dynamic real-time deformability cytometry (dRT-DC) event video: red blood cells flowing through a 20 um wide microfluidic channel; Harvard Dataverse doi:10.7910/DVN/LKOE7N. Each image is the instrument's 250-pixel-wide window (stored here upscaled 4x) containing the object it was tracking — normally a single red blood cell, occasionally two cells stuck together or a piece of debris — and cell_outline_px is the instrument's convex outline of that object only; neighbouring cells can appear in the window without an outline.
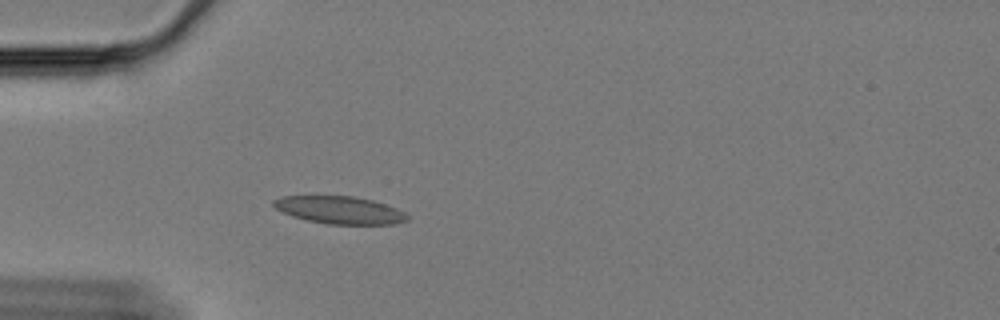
{"species": "Egyptian fruit bat (a non-hibernating species)", "species_latin": "Rousettus aegyptiacus", "temperature_condition": "cold", "stored_images_in_passage": 58, "camera_frame_rate_fps": 3000, "um_per_image_px": 0.085, "animal": {"sex": "female"}, "frame": {"image": 1, "passage_image": 17, "time_ms": 5.333, "image_size_px": [1000, 320], "cell_outline_px": [[408, 220], [396, 224], [328, 224], [308, 220], [292, 216], [276, 208], [272, 204], [272, 200], [280, 196], [352, 196], [372, 200], [396, 208], [404, 212], [408, 216]], "centroid_in_image_um": [28.86, 17.85], "position_along_channel_um": 56.1, "area_um2": 21.33}}
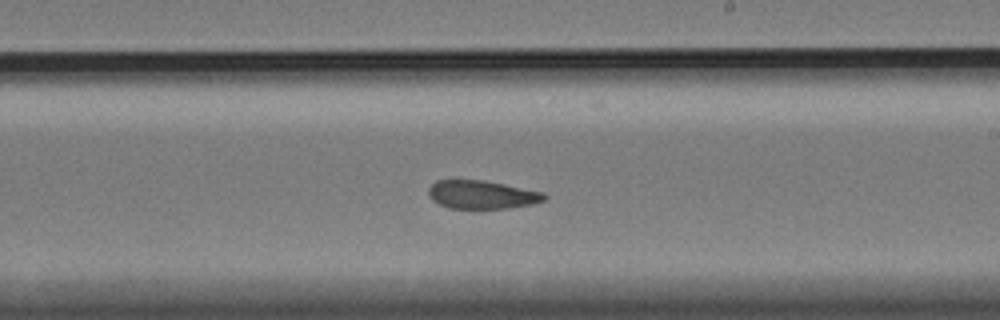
{"frame": {"image": 2, "passage_image": 35, "time_ms": 11.333, "image_size_px": [1000, 320], "cell_outline_px": [[548, 196], [544, 200], [532, 204], [508, 208], [448, 208], [432, 200], [428, 196], [428, 188], [436, 180], [480, 180], [544, 192]], "centroid_in_image_um": [40.93, 16.55], "position_along_channel_um": 248.1, "area_um2": 18.96}}
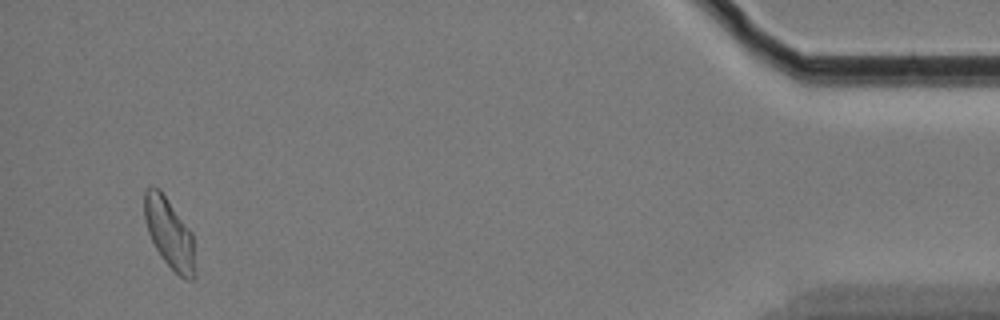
{"frame": {"image": 3, "passage_image": 57, "time_ms": 18.667, "image_size_px": [1000, 320], "cell_outline_px": [[196, 276], [192, 280], [188, 280], [180, 276], [160, 256], [148, 232], [144, 220], [144, 192], [152, 184], [160, 188], [192, 232]], "centroid_in_image_um": [14.39, 19.8], "position_along_channel_um": 420.8, "area_um2": 20.81}, "authors_computed_cell_mechanics": {"area_um2": 20.6924, "velocity_mm_per_s": 3.3153, "shape_relaxation_time_tau1_ms": null, "shape_relaxation_time_tau2_ms": 2.5392, "deformation_change_tau1": null, "deformation_change_tau2": 0.0894}}